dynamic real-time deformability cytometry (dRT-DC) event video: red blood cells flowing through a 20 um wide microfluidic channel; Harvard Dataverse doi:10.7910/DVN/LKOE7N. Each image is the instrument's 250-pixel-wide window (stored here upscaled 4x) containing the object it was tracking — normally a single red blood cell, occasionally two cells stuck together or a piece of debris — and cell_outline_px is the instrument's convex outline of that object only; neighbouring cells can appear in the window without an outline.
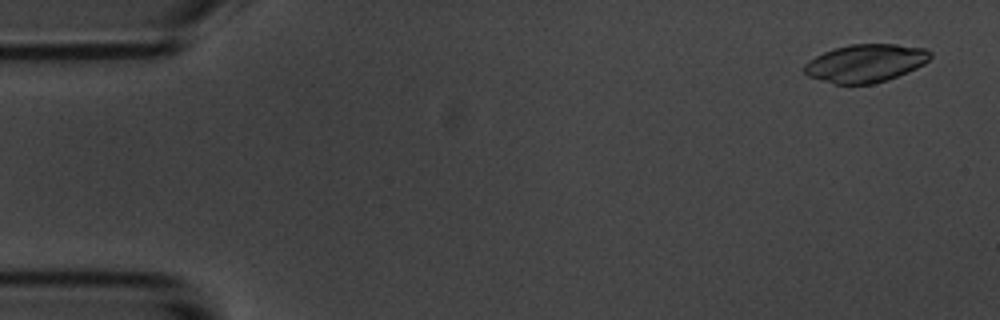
{"species": "common noctule bat (a hibernating species)", "species_latin": "Nyctalus noctula", "temperature_condition": "room temperature", "stored_images_in_passage": 5, "camera_frame_rate_fps": 3000, "um_per_image_px": 0.085, "animal": {"sex": "male", "body_mass_g": 20.1, "forearm_length_mm": 53.5}, "frame": {"image": 1, "passage_image": 1, "time_ms": 0.0, "image_size_px": [1000, 320], "cell_outline_px": [[932, 56], [924, 64], [908, 72], [872, 84], [836, 84], [808, 76], [804, 72], [804, 64], [808, 60], [824, 52], [836, 48], [852, 44], [896, 44], [924, 48], [932, 52]], "centroid_in_image_um": [73.58, 5.36], "position_along_channel_um": 11.4, "area_um2": 27.69}}